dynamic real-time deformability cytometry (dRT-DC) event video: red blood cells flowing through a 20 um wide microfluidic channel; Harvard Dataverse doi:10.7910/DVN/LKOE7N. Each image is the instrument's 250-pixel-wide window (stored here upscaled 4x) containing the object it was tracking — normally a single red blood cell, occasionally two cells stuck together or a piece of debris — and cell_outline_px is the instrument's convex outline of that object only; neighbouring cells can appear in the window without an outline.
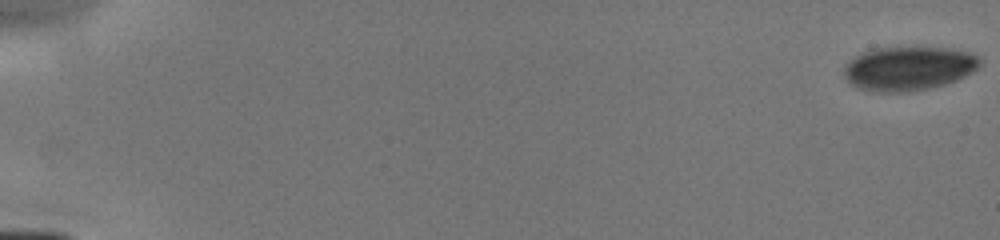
{"species": "human", "species_latin": "Homo sapiens", "temperature_condition": "cold", "stored_images_in_passage": 22, "camera_frame_rate_fps": 3000, "um_per_image_px": 0.085, "donor": {"sex": "male"}, "frame": {"image": 1, "passage_image": 1, "time_ms": 0.0, "image_size_px": [1000, 240], "cell_outline_px": [[980, 64], [972, 72], [956, 80], [944, 84], [928, 88], [904, 92], [872, 92], [856, 88], [844, 76], [844, 64], [856, 56], [872, 48], [916, 44], [920, 44], [952, 48], [968, 52], [980, 56]], "centroid_in_image_um": [77.22, 5.76], "position_along_channel_um": 7.8, "area_um2": 35.95}}
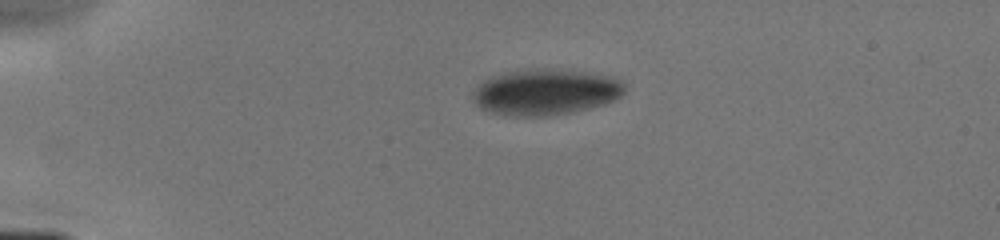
{"frame": {"image": 2, "passage_image": 13, "time_ms": 4.0, "image_size_px": [1000, 240], "cell_outline_px": [[624, 92], [616, 100], [604, 104], [572, 112], [548, 116], [508, 116], [492, 112], [480, 108], [476, 104], [472, 96], [472, 92], [484, 80], [492, 76], [512, 72], [576, 72], [612, 76], [620, 80], [624, 84]], "centroid_in_image_um": [46.37, 7.89], "position_along_channel_um": 38.6, "area_um2": 39.25}}